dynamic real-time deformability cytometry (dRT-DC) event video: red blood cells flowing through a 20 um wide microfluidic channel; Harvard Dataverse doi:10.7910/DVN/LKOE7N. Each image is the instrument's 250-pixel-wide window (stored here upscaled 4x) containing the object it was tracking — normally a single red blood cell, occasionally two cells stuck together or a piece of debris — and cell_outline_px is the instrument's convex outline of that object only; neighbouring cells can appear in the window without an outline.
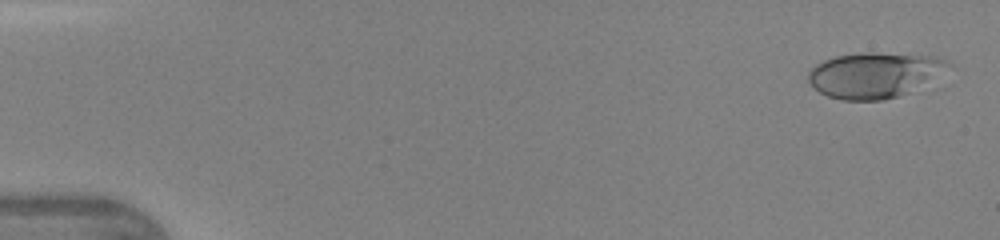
{"species": "human", "species_latin": "Homo sapiens", "temperature_condition": "warm", "stored_images_in_passage": 13, "camera_frame_rate_fps": 3000, "um_per_image_px": 0.085, "donor": {"sex": "female"}, "frame": {"image": 1, "passage_image": 2, "time_ms": 0.333, "image_size_px": [1000, 240], "cell_outline_px": [[952, 64], [908, 92], [884, 100], [844, 100], [828, 96], [820, 92], [808, 80], [808, 72], [816, 64], [824, 60], [836, 56], [860, 52], [876, 52], [936, 56]], "centroid_in_image_um": [74.24, 6.35], "position_along_channel_um": 10.8, "area_um2": 36.3}}
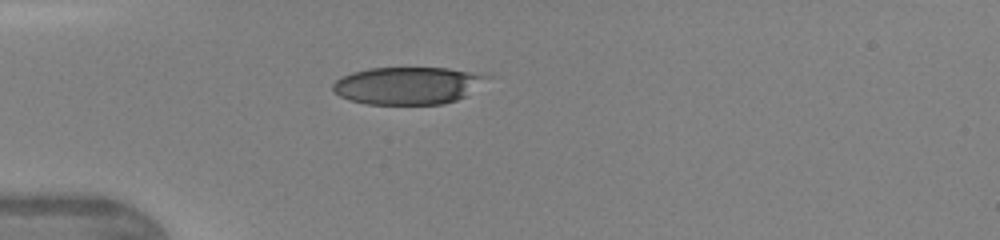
{"frame": {"image": 2, "passage_image": 8, "time_ms": 2.333, "image_size_px": [1000, 240], "cell_outline_px": [[492, 76], [468, 96], [444, 104], [368, 104], [348, 100], [332, 92], [332, 84], [340, 76], [352, 72], [368, 68], [448, 68]], "centroid_in_image_um": [34.64, 7.27], "position_along_channel_um": 50.4, "area_um2": 33.87}}
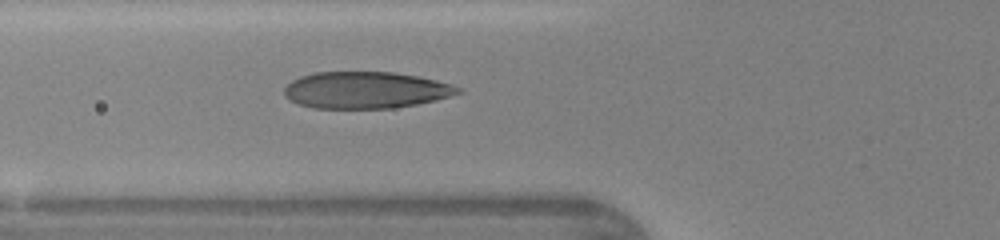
{"frame": {"image": 3, "passage_image": 10, "time_ms": 3.0, "image_size_px": [1000, 240], "cell_outline_px": [[464, 92], [436, 100], [416, 104], [392, 108], [312, 108], [288, 100], [284, 96], [284, 88], [292, 80], [300, 76], [312, 72], [396, 72], [436, 80], [452, 84], [464, 88]], "centroid_in_image_um": [31.09, 7.65], "position_along_channel_um": 94.7, "area_um2": 37.45}}